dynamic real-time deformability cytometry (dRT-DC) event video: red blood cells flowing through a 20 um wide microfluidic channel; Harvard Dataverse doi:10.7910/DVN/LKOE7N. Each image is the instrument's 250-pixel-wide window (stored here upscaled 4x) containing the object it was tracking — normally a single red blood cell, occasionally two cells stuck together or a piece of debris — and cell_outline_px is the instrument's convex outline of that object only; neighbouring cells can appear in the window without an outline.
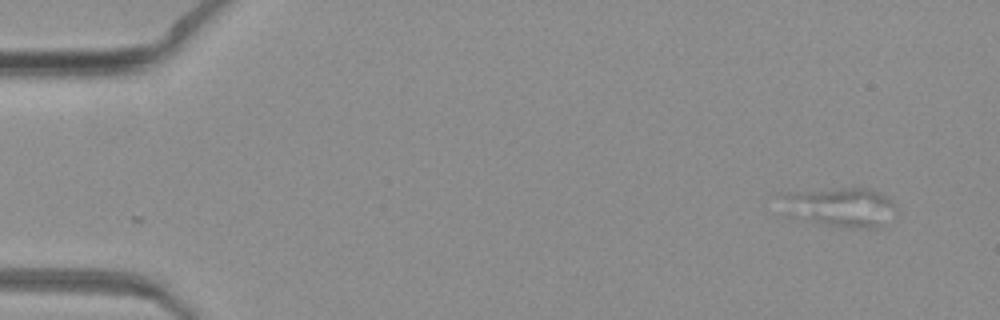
{"species": "common noctule bat (a hibernating species)", "species_latin": "Nyctalus noctula", "temperature_condition": "warm", "stored_images_in_passage": 20, "camera_frame_rate_fps": 3000, "um_per_image_px": 0.085, "animal": {"sex": "female", "body_mass_g": 19.3, "forearm_length_mm": 54.1}, "frame": {"image": 1, "passage_image": 1, "time_ms": 0.0, "image_size_px": [1000, 320], "cell_outline_px": [[896, 212], [880, 228], [848, 228], [788, 216], [776, 196], [780, 192], [832, 188], [872, 188], [892, 200], [896, 204]], "centroid_in_image_um": [71.37, 17.57], "position_along_channel_um": 13.6, "area_um2": 27.05}}
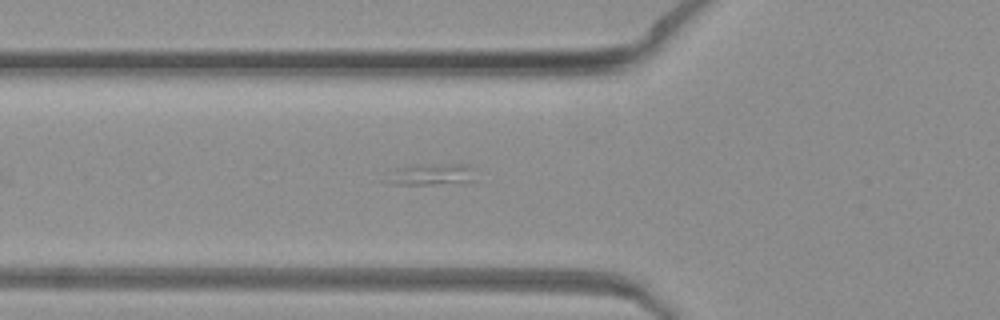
{"frame": {"image": 2, "passage_image": 16, "time_ms": 5.0, "image_size_px": [1000, 320], "cell_outline_px": [[476, 180], [464, 184], [396, 184], [380, 180], [400, 168], [428, 164], [468, 164], [472, 168]], "centroid_in_image_um": [36.77, 14.85], "position_along_channel_um": 89.0, "area_um2": 11.27}}
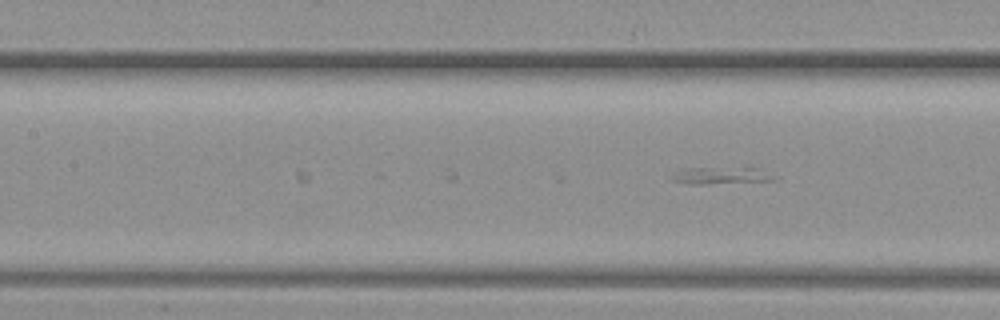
{"frame": {"image": 3, "passage_image": 20, "time_ms": 6.333, "image_size_px": [1000, 320], "cell_outline_px": [[780, 176], [776, 180], [708, 184], [684, 184], [672, 180], [668, 176], [680, 168], [756, 168]], "centroid_in_image_um": [61.25, 14.93], "position_along_channel_um": 146.2, "area_um2": 10.4}}